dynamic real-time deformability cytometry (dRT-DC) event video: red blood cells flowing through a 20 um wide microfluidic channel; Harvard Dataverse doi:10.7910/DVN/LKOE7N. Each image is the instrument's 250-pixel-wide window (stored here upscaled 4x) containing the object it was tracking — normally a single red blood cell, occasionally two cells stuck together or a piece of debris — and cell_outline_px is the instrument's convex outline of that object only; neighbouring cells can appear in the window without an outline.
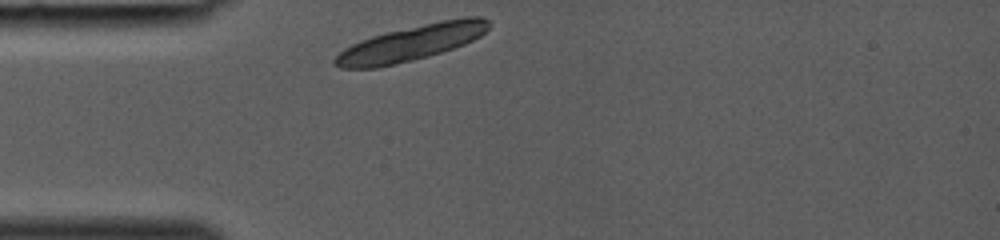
{"species": "common noctule bat (a hibernating species)", "species_latin": "Nyctalus noctula", "temperature_condition": "room temperature", "stored_images_in_passage": 24, "camera_frame_rate_fps": 3000, "um_per_image_px": 0.085, "animal": {"sex": "female", "body_mass_g": 19.0, "forearm_length_mm": 53.3}, "frame": {"image": 1, "passage_image": 1, "time_ms": 0.0, "image_size_px": [1000, 240], "cell_outline_px": [[492, 24], [480, 36], [464, 44], [428, 56], [412, 60], [376, 68], [340, 68], [332, 64], [332, 60], [344, 48], [360, 40], [372, 36], [388, 32], [440, 20], [464, 16], [480, 16], [488, 20]], "centroid_in_image_um": [34.96, 3.64], "position_along_channel_um": 50.0, "area_um2": 31.67}}